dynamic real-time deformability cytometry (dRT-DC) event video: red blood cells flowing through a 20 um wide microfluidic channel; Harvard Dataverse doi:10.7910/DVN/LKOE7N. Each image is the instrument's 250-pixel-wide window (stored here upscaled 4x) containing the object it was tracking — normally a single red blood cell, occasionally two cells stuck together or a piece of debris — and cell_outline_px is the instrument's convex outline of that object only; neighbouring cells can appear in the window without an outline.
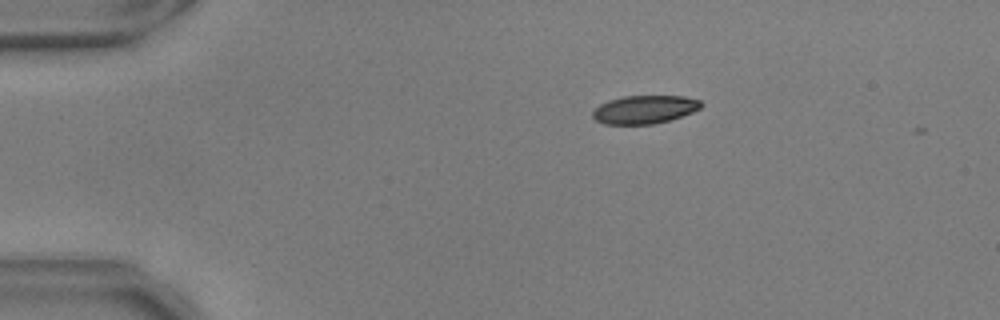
{"species": "common noctule bat (a hibernating species)", "species_latin": "Nyctalus noctula", "temperature_condition": "warm", "stored_images_in_passage": 5, "camera_frame_rate_fps": 3000, "um_per_image_px": 0.085, "animal": {"sex": "male", "body_mass_g": 17.9, "forearm_length_mm": 54.2}, "frame": {"image": 1, "passage_image": 2, "time_ms": 0.333, "image_size_px": [1000, 320], "cell_outline_px": [[704, 104], [700, 108], [692, 112], [668, 120], [652, 124], [604, 124], [596, 120], [592, 116], [592, 112], [600, 104], [608, 100], [624, 96], [684, 96], [700, 100]], "centroid_in_image_um": [54.78, 9.3], "position_along_channel_um": 30.2, "area_um2": 17.74}}